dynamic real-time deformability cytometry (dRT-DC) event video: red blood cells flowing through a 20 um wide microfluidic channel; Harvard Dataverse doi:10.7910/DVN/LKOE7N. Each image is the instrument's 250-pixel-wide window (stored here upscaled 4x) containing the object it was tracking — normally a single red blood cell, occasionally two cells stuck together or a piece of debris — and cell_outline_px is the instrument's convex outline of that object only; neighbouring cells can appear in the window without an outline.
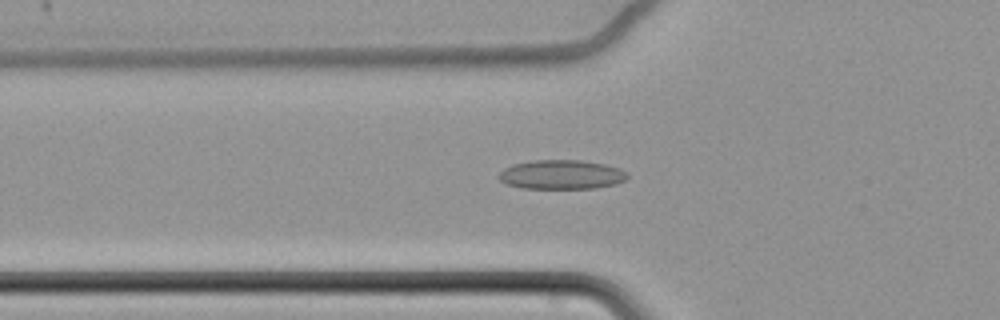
{"species": "common noctule bat (a hibernating species)", "species_latin": "Nyctalus noctula", "temperature_condition": "cold", "stored_images_in_passage": 46, "camera_frame_rate_fps": 3000, "um_per_image_px": 0.085, "animal": {"sex": "female", "body_mass_g": 22.7, "forearm_length_mm": 54.2}, "frame": {"image": 1, "passage_image": 7, "time_ms": 2.0, "image_size_px": [1000, 320], "cell_outline_px": [[628, 176], [624, 180], [616, 184], [596, 188], [520, 188], [508, 184], [500, 180], [496, 176], [504, 168], [512, 164], [532, 160], [580, 160], [604, 164], [620, 168]], "centroid_in_image_um": [47.69, 14.84], "position_along_channel_um": 78.1, "area_um2": 21.91}}
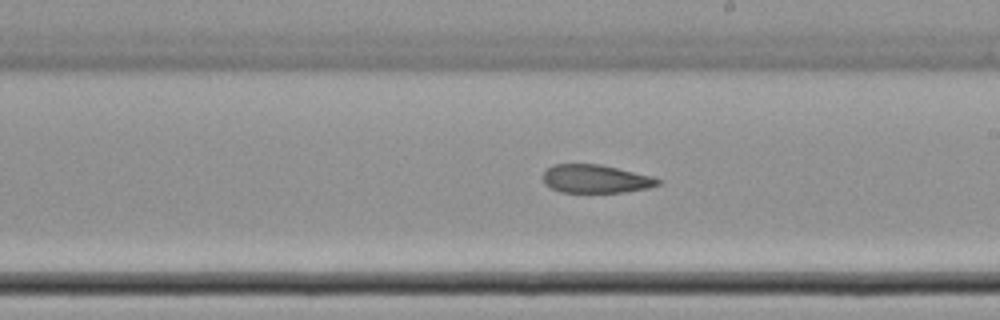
{"frame": {"image": 2, "passage_image": 21, "time_ms": 6.667, "image_size_px": [1000, 320], "cell_outline_px": [[664, 184], [648, 188], [624, 192], [560, 192], [544, 184], [544, 172], [552, 164], [600, 164], [652, 176], [664, 180]], "centroid_in_image_um": [50.69, 15.2], "position_along_channel_um": 238.3, "area_um2": 19.07}}
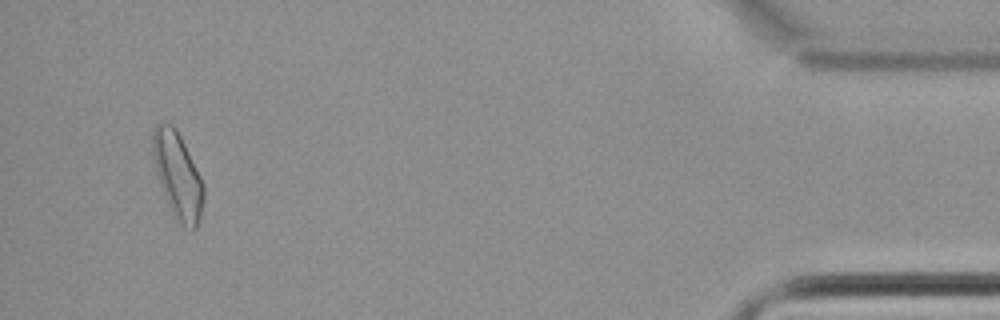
{"frame": {"image": 3, "passage_image": 43, "time_ms": 14.0, "image_size_px": [1000, 320], "cell_outline_px": [[204, 200], [200, 220], [196, 228], [192, 232], [184, 228], [180, 224], [172, 212], [168, 204], [156, 172], [152, 148], [152, 132], [156, 124], [172, 124], [176, 128], [204, 184]], "centroid_in_image_um": [15.12, 14.96], "position_along_channel_um": 420.1, "area_um2": 25.32}, "authors_computed_cell_mechanics": {"area_um2": 20.7791, "velocity_mm_per_s": 3.4558, "shape_relaxation_time_tau1_ms": null, "shape_relaxation_time_tau2_ms": 6.616, "deformation_change_tau1": null, "deformation_change_tau2": 0.1372}}